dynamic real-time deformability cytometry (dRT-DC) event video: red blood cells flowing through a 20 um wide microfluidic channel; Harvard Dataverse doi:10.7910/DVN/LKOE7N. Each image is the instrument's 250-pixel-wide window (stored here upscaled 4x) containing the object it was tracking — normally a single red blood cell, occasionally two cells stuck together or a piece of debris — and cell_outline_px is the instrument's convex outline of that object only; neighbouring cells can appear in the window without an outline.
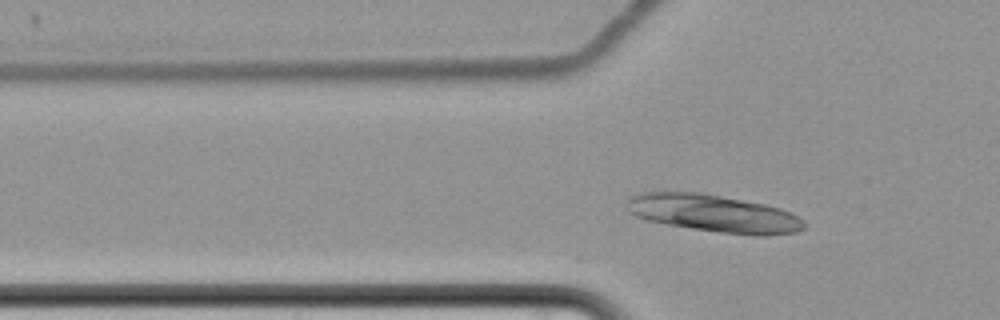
{"species": "common noctule bat (a hibernating species)", "species_latin": "Nyctalus noctula", "temperature_condition": "cold", "stored_images_in_passage": 45, "camera_frame_rate_fps": 3000, "um_per_image_px": 0.085, "animal": {"sex": "female", "body_mass_g": 22.7, "forearm_length_mm": 54.2}, "frame": {"image": 1, "passage_image": 10, "time_ms": 3.0, "image_size_px": [1000, 320], "cell_outline_px": [[804, 228], [796, 232], [764, 236], [720, 232], [692, 228], [668, 224], [648, 220], [636, 216], [628, 212], [624, 204], [632, 196], [640, 192], [700, 192], [764, 204], [780, 208], [804, 220]], "centroid_in_image_um": [60.63, 18.13], "position_along_channel_um": 65.2, "area_um2": 38.38}}
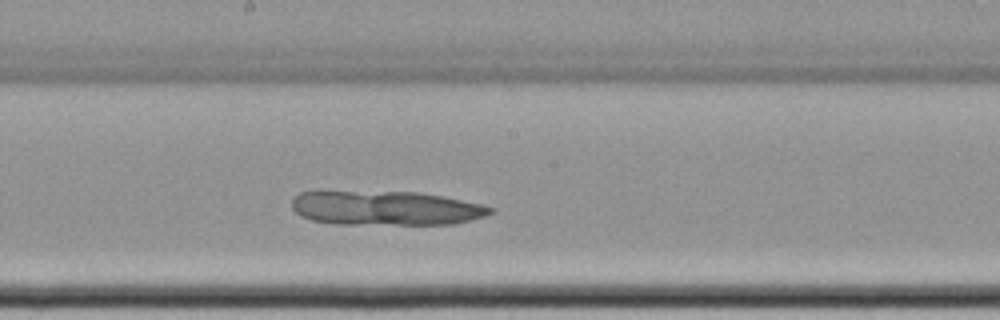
{"frame": {"image": 2, "passage_image": 24, "time_ms": 7.667, "image_size_px": [1000, 320], "cell_outline_px": [[496, 208], [492, 212], [484, 216], [452, 224], [336, 224], [312, 220], [300, 216], [292, 208], [292, 200], [300, 192], [420, 192], [444, 196], [484, 204]], "centroid_in_image_um": [32.83, 17.69], "position_along_channel_um": 215.4, "area_um2": 39.59}}